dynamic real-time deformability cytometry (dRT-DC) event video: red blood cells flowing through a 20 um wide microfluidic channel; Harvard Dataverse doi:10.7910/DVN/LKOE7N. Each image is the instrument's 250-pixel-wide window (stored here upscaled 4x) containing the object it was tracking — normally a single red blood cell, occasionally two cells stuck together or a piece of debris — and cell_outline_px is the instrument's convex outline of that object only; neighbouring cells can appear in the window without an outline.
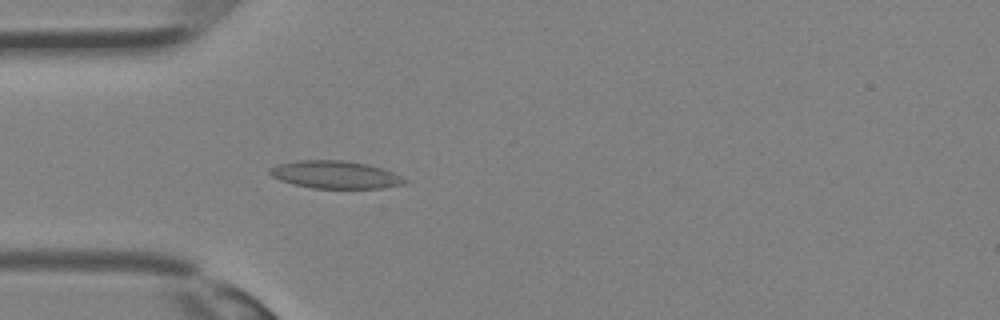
{"species": "Egyptian fruit bat (a non-hibernating species)", "species_latin": "Rousettus aegyptiacus", "temperature_condition": "room temperature", "stored_images_in_passage": 36, "camera_frame_rate_fps": 3000, "um_per_image_px": 0.085, "animal": {"sex": "female"}, "frame": {"image": 1, "passage_image": 11, "time_ms": 3.333, "image_size_px": [1000, 320], "cell_outline_px": [[408, 184], [384, 188], [312, 188], [280, 180], [272, 176], [268, 172], [268, 168], [276, 164], [296, 160], [344, 160], [364, 164], [380, 168], [392, 172], [408, 180]], "centroid_in_image_um": [28.48, 14.85], "position_along_channel_um": 56.5, "area_um2": 21.73}}
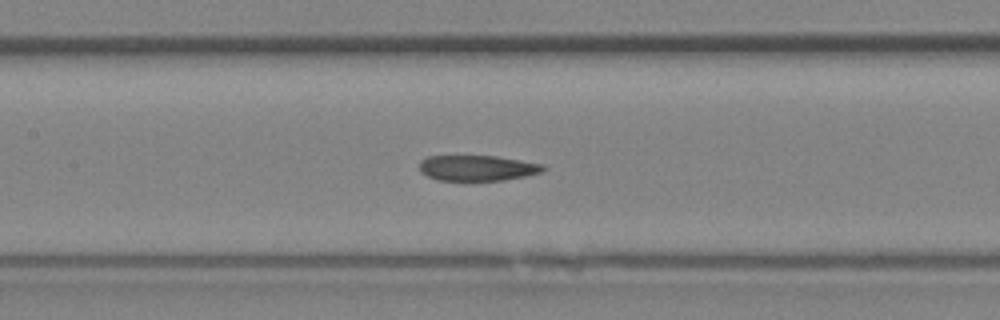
{"frame": {"image": 2, "passage_image": 17, "time_ms": 5.333, "image_size_px": [1000, 320], "cell_outline_px": [[548, 168], [540, 172], [524, 176], [504, 180], [436, 180], [420, 172], [420, 160], [428, 156], [496, 156], [544, 164]], "centroid_in_image_um": [40.57, 14.27], "position_along_channel_um": 166.8, "area_um2": 18.38}}
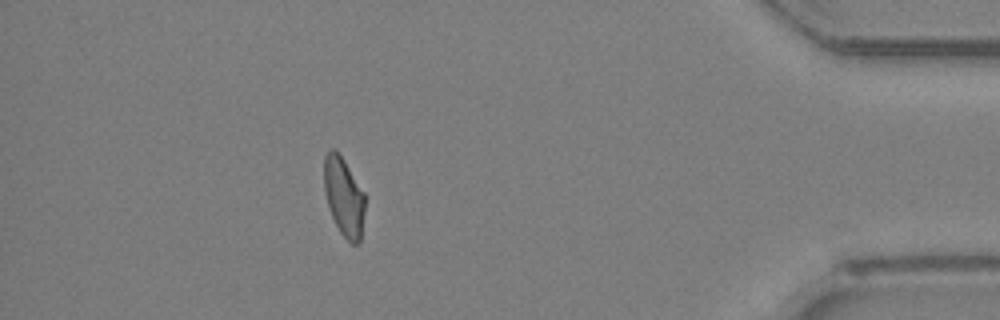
{"frame": {"image": 3, "passage_image": 32, "time_ms": 10.333, "image_size_px": [1000, 320], "cell_outline_px": [[364, 208], [360, 244], [352, 244], [340, 232], [332, 216], [328, 204], [324, 188], [324, 156], [332, 148], [336, 148], [344, 160], [364, 192]], "centroid_in_image_um": [29.22, 16.7], "position_along_channel_um": 406.0, "area_um2": 18.55}}